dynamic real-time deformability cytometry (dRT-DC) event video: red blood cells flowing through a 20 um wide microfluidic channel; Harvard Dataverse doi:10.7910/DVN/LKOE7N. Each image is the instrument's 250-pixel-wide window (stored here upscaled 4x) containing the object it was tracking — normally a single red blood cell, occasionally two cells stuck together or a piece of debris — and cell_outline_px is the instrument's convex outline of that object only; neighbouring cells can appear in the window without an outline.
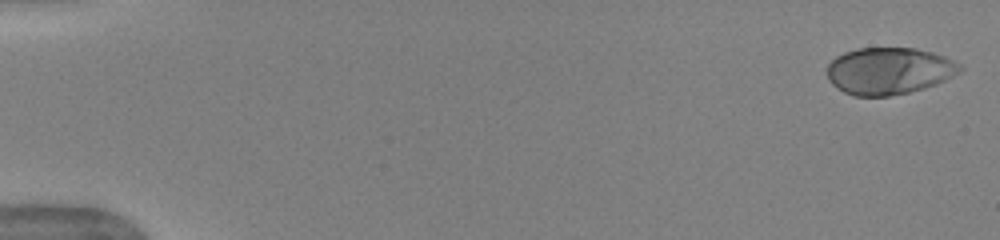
{"species": "human", "species_latin": "Homo sapiens", "temperature_condition": "warm", "stored_images_in_passage": 13, "camera_frame_rate_fps": 3000, "um_per_image_px": 0.085, "donor": {"sex": "female"}, "frame": {"image": 1, "passage_image": 1, "time_ms": 0.0, "image_size_px": [1000, 240], "cell_outline_px": [[964, 68], [960, 72], [936, 84], [924, 88], [908, 92], [888, 96], [852, 96], [836, 88], [828, 80], [828, 64], [836, 56], [844, 52], [856, 48], [916, 48], [932, 52], [944, 56], [960, 64]], "centroid_in_image_um": [75.55, 6.02], "position_along_channel_um": 9.5, "area_um2": 36.41}}
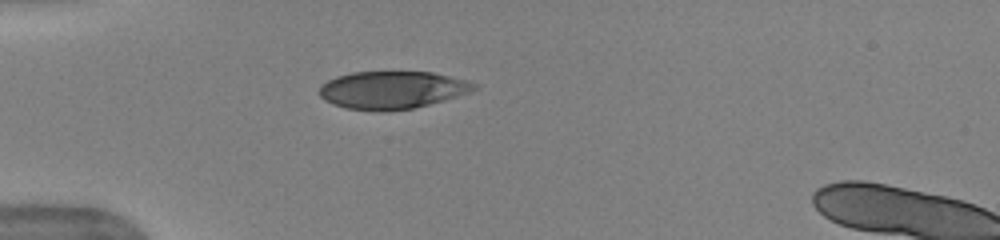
{"frame": {"image": 2, "passage_image": 6, "time_ms": 1.667, "image_size_px": [1000, 240], "cell_outline_px": [[476, 88], [468, 92], [444, 100], [412, 108], [380, 112], [344, 108], [332, 104], [324, 100], [320, 96], [320, 88], [328, 80], [336, 76], [352, 72], [432, 72], [468, 80], [476, 84]], "centroid_in_image_um": [33.3, 7.65], "position_along_channel_um": 51.7, "area_um2": 33.81}}